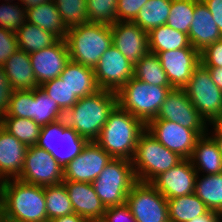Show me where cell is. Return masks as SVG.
Masks as SVG:
<instances>
[{
  "label": "cell",
  "instance_id": "cell-1",
  "mask_svg": "<svg viewBox=\"0 0 222 222\" xmlns=\"http://www.w3.org/2000/svg\"><path fill=\"white\" fill-rule=\"evenodd\" d=\"M0 210L7 222H47L44 187L4 180Z\"/></svg>",
  "mask_w": 222,
  "mask_h": 222
},
{
  "label": "cell",
  "instance_id": "cell-2",
  "mask_svg": "<svg viewBox=\"0 0 222 222\" xmlns=\"http://www.w3.org/2000/svg\"><path fill=\"white\" fill-rule=\"evenodd\" d=\"M117 106V93L100 89L80 98L69 110L63 111L62 120L88 141H95L109 114Z\"/></svg>",
  "mask_w": 222,
  "mask_h": 222
},
{
  "label": "cell",
  "instance_id": "cell-3",
  "mask_svg": "<svg viewBox=\"0 0 222 222\" xmlns=\"http://www.w3.org/2000/svg\"><path fill=\"white\" fill-rule=\"evenodd\" d=\"M146 124L118 105L109 114L95 142L112 158L132 160Z\"/></svg>",
  "mask_w": 222,
  "mask_h": 222
},
{
  "label": "cell",
  "instance_id": "cell-4",
  "mask_svg": "<svg viewBox=\"0 0 222 222\" xmlns=\"http://www.w3.org/2000/svg\"><path fill=\"white\" fill-rule=\"evenodd\" d=\"M65 41L70 60L94 69L102 54L113 45L111 25L81 24L68 29Z\"/></svg>",
  "mask_w": 222,
  "mask_h": 222
},
{
  "label": "cell",
  "instance_id": "cell-5",
  "mask_svg": "<svg viewBox=\"0 0 222 222\" xmlns=\"http://www.w3.org/2000/svg\"><path fill=\"white\" fill-rule=\"evenodd\" d=\"M171 89L173 87L155 86L133 77L117 92V105L147 124L156 118Z\"/></svg>",
  "mask_w": 222,
  "mask_h": 222
},
{
  "label": "cell",
  "instance_id": "cell-6",
  "mask_svg": "<svg viewBox=\"0 0 222 222\" xmlns=\"http://www.w3.org/2000/svg\"><path fill=\"white\" fill-rule=\"evenodd\" d=\"M182 160V157L167 149L145 130L137 141L131 161L137 181L151 183Z\"/></svg>",
  "mask_w": 222,
  "mask_h": 222
},
{
  "label": "cell",
  "instance_id": "cell-7",
  "mask_svg": "<svg viewBox=\"0 0 222 222\" xmlns=\"http://www.w3.org/2000/svg\"><path fill=\"white\" fill-rule=\"evenodd\" d=\"M136 182L132 161L112 158L92 184L97 196L107 208L125 204L127 195Z\"/></svg>",
  "mask_w": 222,
  "mask_h": 222
},
{
  "label": "cell",
  "instance_id": "cell-8",
  "mask_svg": "<svg viewBox=\"0 0 222 222\" xmlns=\"http://www.w3.org/2000/svg\"><path fill=\"white\" fill-rule=\"evenodd\" d=\"M183 89L208 124L222 121V90L213 82L208 69L202 63L195 68Z\"/></svg>",
  "mask_w": 222,
  "mask_h": 222
},
{
  "label": "cell",
  "instance_id": "cell-9",
  "mask_svg": "<svg viewBox=\"0 0 222 222\" xmlns=\"http://www.w3.org/2000/svg\"><path fill=\"white\" fill-rule=\"evenodd\" d=\"M87 142L86 138L72 127H67L61 119L41 127L36 146L49 152L64 169L82 152Z\"/></svg>",
  "mask_w": 222,
  "mask_h": 222
},
{
  "label": "cell",
  "instance_id": "cell-10",
  "mask_svg": "<svg viewBox=\"0 0 222 222\" xmlns=\"http://www.w3.org/2000/svg\"><path fill=\"white\" fill-rule=\"evenodd\" d=\"M125 204L136 222H169L167 199L151 183L137 181Z\"/></svg>",
  "mask_w": 222,
  "mask_h": 222
},
{
  "label": "cell",
  "instance_id": "cell-11",
  "mask_svg": "<svg viewBox=\"0 0 222 222\" xmlns=\"http://www.w3.org/2000/svg\"><path fill=\"white\" fill-rule=\"evenodd\" d=\"M146 130L183 159H190L198 138L207 133V130H192L163 119L150 120L146 124Z\"/></svg>",
  "mask_w": 222,
  "mask_h": 222
},
{
  "label": "cell",
  "instance_id": "cell-12",
  "mask_svg": "<svg viewBox=\"0 0 222 222\" xmlns=\"http://www.w3.org/2000/svg\"><path fill=\"white\" fill-rule=\"evenodd\" d=\"M18 180L38 186L58 185L64 181L63 169L53 156L38 146H29Z\"/></svg>",
  "mask_w": 222,
  "mask_h": 222
},
{
  "label": "cell",
  "instance_id": "cell-13",
  "mask_svg": "<svg viewBox=\"0 0 222 222\" xmlns=\"http://www.w3.org/2000/svg\"><path fill=\"white\" fill-rule=\"evenodd\" d=\"M133 71L134 65L114 45L102 54L94 67L98 87L116 93L133 78Z\"/></svg>",
  "mask_w": 222,
  "mask_h": 222
},
{
  "label": "cell",
  "instance_id": "cell-14",
  "mask_svg": "<svg viewBox=\"0 0 222 222\" xmlns=\"http://www.w3.org/2000/svg\"><path fill=\"white\" fill-rule=\"evenodd\" d=\"M111 160L95 141H88L82 152L64 167V181L92 183Z\"/></svg>",
  "mask_w": 222,
  "mask_h": 222
},
{
  "label": "cell",
  "instance_id": "cell-15",
  "mask_svg": "<svg viewBox=\"0 0 222 222\" xmlns=\"http://www.w3.org/2000/svg\"><path fill=\"white\" fill-rule=\"evenodd\" d=\"M154 119L168 120L192 130H207L209 124L192 105L183 88H173Z\"/></svg>",
  "mask_w": 222,
  "mask_h": 222
},
{
  "label": "cell",
  "instance_id": "cell-16",
  "mask_svg": "<svg viewBox=\"0 0 222 222\" xmlns=\"http://www.w3.org/2000/svg\"><path fill=\"white\" fill-rule=\"evenodd\" d=\"M151 53L158 56L173 88H183L201 63L200 53L194 47Z\"/></svg>",
  "mask_w": 222,
  "mask_h": 222
},
{
  "label": "cell",
  "instance_id": "cell-17",
  "mask_svg": "<svg viewBox=\"0 0 222 222\" xmlns=\"http://www.w3.org/2000/svg\"><path fill=\"white\" fill-rule=\"evenodd\" d=\"M29 56L38 86L59 77L70 61L69 50L63 39Z\"/></svg>",
  "mask_w": 222,
  "mask_h": 222
},
{
  "label": "cell",
  "instance_id": "cell-18",
  "mask_svg": "<svg viewBox=\"0 0 222 222\" xmlns=\"http://www.w3.org/2000/svg\"><path fill=\"white\" fill-rule=\"evenodd\" d=\"M113 45L135 65L148 54V33L132 21H117L111 25Z\"/></svg>",
  "mask_w": 222,
  "mask_h": 222
},
{
  "label": "cell",
  "instance_id": "cell-19",
  "mask_svg": "<svg viewBox=\"0 0 222 222\" xmlns=\"http://www.w3.org/2000/svg\"><path fill=\"white\" fill-rule=\"evenodd\" d=\"M197 172L190 159H183L176 166L161 173L151 184L166 198L172 199L194 193Z\"/></svg>",
  "mask_w": 222,
  "mask_h": 222
},
{
  "label": "cell",
  "instance_id": "cell-20",
  "mask_svg": "<svg viewBox=\"0 0 222 222\" xmlns=\"http://www.w3.org/2000/svg\"><path fill=\"white\" fill-rule=\"evenodd\" d=\"M68 192L74 213L88 222H100L105 212V206L97 196L92 183L74 181L62 182Z\"/></svg>",
  "mask_w": 222,
  "mask_h": 222
},
{
  "label": "cell",
  "instance_id": "cell-21",
  "mask_svg": "<svg viewBox=\"0 0 222 222\" xmlns=\"http://www.w3.org/2000/svg\"><path fill=\"white\" fill-rule=\"evenodd\" d=\"M188 37L191 45L199 53L222 39V34L214 22L210 10L202 0H195V10Z\"/></svg>",
  "mask_w": 222,
  "mask_h": 222
},
{
  "label": "cell",
  "instance_id": "cell-22",
  "mask_svg": "<svg viewBox=\"0 0 222 222\" xmlns=\"http://www.w3.org/2000/svg\"><path fill=\"white\" fill-rule=\"evenodd\" d=\"M27 146L0 127V177L17 179L22 171Z\"/></svg>",
  "mask_w": 222,
  "mask_h": 222
},
{
  "label": "cell",
  "instance_id": "cell-23",
  "mask_svg": "<svg viewBox=\"0 0 222 222\" xmlns=\"http://www.w3.org/2000/svg\"><path fill=\"white\" fill-rule=\"evenodd\" d=\"M190 161L197 174L214 175L222 173V155L214 139L208 133L198 138Z\"/></svg>",
  "mask_w": 222,
  "mask_h": 222
},
{
  "label": "cell",
  "instance_id": "cell-24",
  "mask_svg": "<svg viewBox=\"0 0 222 222\" xmlns=\"http://www.w3.org/2000/svg\"><path fill=\"white\" fill-rule=\"evenodd\" d=\"M13 90H31L39 87L28 52L18 49L3 65Z\"/></svg>",
  "mask_w": 222,
  "mask_h": 222
},
{
  "label": "cell",
  "instance_id": "cell-25",
  "mask_svg": "<svg viewBox=\"0 0 222 222\" xmlns=\"http://www.w3.org/2000/svg\"><path fill=\"white\" fill-rule=\"evenodd\" d=\"M79 99L100 90L94 69L70 60L59 76Z\"/></svg>",
  "mask_w": 222,
  "mask_h": 222
},
{
  "label": "cell",
  "instance_id": "cell-26",
  "mask_svg": "<svg viewBox=\"0 0 222 222\" xmlns=\"http://www.w3.org/2000/svg\"><path fill=\"white\" fill-rule=\"evenodd\" d=\"M26 15L28 23L35 24L43 30L52 32L59 39L65 40L68 29L64 26L61 15L53 0L33 8H28Z\"/></svg>",
  "mask_w": 222,
  "mask_h": 222
},
{
  "label": "cell",
  "instance_id": "cell-27",
  "mask_svg": "<svg viewBox=\"0 0 222 222\" xmlns=\"http://www.w3.org/2000/svg\"><path fill=\"white\" fill-rule=\"evenodd\" d=\"M169 222H188L210 210L195 194L167 199Z\"/></svg>",
  "mask_w": 222,
  "mask_h": 222
},
{
  "label": "cell",
  "instance_id": "cell-28",
  "mask_svg": "<svg viewBox=\"0 0 222 222\" xmlns=\"http://www.w3.org/2000/svg\"><path fill=\"white\" fill-rule=\"evenodd\" d=\"M149 51L162 52L193 47L188 34L177 31L168 25H161L148 33Z\"/></svg>",
  "mask_w": 222,
  "mask_h": 222
},
{
  "label": "cell",
  "instance_id": "cell-29",
  "mask_svg": "<svg viewBox=\"0 0 222 222\" xmlns=\"http://www.w3.org/2000/svg\"><path fill=\"white\" fill-rule=\"evenodd\" d=\"M18 49L29 54L55 44L59 38L52 32L43 30L35 24L26 22L16 32Z\"/></svg>",
  "mask_w": 222,
  "mask_h": 222
},
{
  "label": "cell",
  "instance_id": "cell-30",
  "mask_svg": "<svg viewBox=\"0 0 222 222\" xmlns=\"http://www.w3.org/2000/svg\"><path fill=\"white\" fill-rule=\"evenodd\" d=\"M194 193L210 211L222 215V173L214 175L197 174Z\"/></svg>",
  "mask_w": 222,
  "mask_h": 222
},
{
  "label": "cell",
  "instance_id": "cell-31",
  "mask_svg": "<svg viewBox=\"0 0 222 222\" xmlns=\"http://www.w3.org/2000/svg\"><path fill=\"white\" fill-rule=\"evenodd\" d=\"M63 111L39 86L32 89L31 119L40 127L62 119Z\"/></svg>",
  "mask_w": 222,
  "mask_h": 222
},
{
  "label": "cell",
  "instance_id": "cell-32",
  "mask_svg": "<svg viewBox=\"0 0 222 222\" xmlns=\"http://www.w3.org/2000/svg\"><path fill=\"white\" fill-rule=\"evenodd\" d=\"M171 2L172 0H148L132 22L147 33L165 25L170 14Z\"/></svg>",
  "mask_w": 222,
  "mask_h": 222
},
{
  "label": "cell",
  "instance_id": "cell-33",
  "mask_svg": "<svg viewBox=\"0 0 222 222\" xmlns=\"http://www.w3.org/2000/svg\"><path fill=\"white\" fill-rule=\"evenodd\" d=\"M133 77L155 86L172 87L158 56L151 52L134 65Z\"/></svg>",
  "mask_w": 222,
  "mask_h": 222
},
{
  "label": "cell",
  "instance_id": "cell-34",
  "mask_svg": "<svg viewBox=\"0 0 222 222\" xmlns=\"http://www.w3.org/2000/svg\"><path fill=\"white\" fill-rule=\"evenodd\" d=\"M47 222L74 213L67 189L63 183L44 186Z\"/></svg>",
  "mask_w": 222,
  "mask_h": 222
},
{
  "label": "cell",
  "instance_id": "cell-35",
  "mask_svg": "<svg viewBox=\"0 0 222 222\" xmlns=\"http://www.w3.org/2000/svg\"><path fill=\"white\" fill-rule=\"evenodd\" d=\"M1 127L27 147L37 144L41 130V127L32 119L21 117H2Z\"/></svg>",
  "mask_w": 222,
  "mask_h": 222
},
{
  "label": "cell",
  "instance_id": "cell-36",
  "mask_svg": "<svg viewBox=\"0 0 222 222\" xmlns=\"http://www.w3.org/2000/svg\"><path fill=\"white\" fill-rule=\"evenodd\" d=\"M67 29L88 23L86 0H53Z\"/></svg>",
  "mask_w": 222,
  "mask_h": 222
},
{
  "label": "cell",
  "instance_id": "cell-37",
  "mask_svg": "<svg viewBox=\"0 0 222 222\" xmlns=\"http://www.w3.org/2000/svg\"><path fill=\"white\" fill-rule=\"evenodd\" d=\"M194 10L195 0H172L166 25L188 34Z\"/></svg>",
  "mask_w": 222,
  "mask_h": 222
},
{
  "label": "cell",
  "instance_id": "cell-38",
  "mask_svg": "<svg viewBox=\"0 0 222 222\" xmlns=\"http://www.w3.org/2000/svg\"><path fill=\"white\" fill-rule=\"evenodd\" d=\"M89 23L115 24L118 0H86Z\"/></svg>",
  "mask_w": 222,
  "mask_h": 222
},
{
  "label": "cell",
  "instance_id": "cell-39",
  "mask_svg": "<svg viewBox=\"0 0 222 222\" xmlns=\"http://www.w3.org/2000/svg\"><path fill=\"white\" fill-rule=\"evenodd\" d=\"M40 87L55 100L62 111L71 109L79 100L76 95L72 94L68 85L60 77L47 81Z\"/></svg>",
  "mask_w": 222,
  "mask_h": 222
},
{
  "label": "cell",
  "instance_id": "cell-40",
  "mask_svg": "<svg viewBox=\"0 0 222 222\" xmlns=\"http://www.w3.org/2000/svg\"><path fill=\"white\" fill-rule=\"evenodd\" d=\"M4 3L0 5V27L16 32L27 22V9L19 5V2L15 4H11L12 2Z\"/></svg>",
  "mask_w": 222,
  "mask_h": 222
},
{
  "label": "cell",
  "instance_id": "cell-41",
  "mask_svg": "<svg viewBox=\"0 0 222 222\" xmlns=\"http://www.w3.org/2000/svg\"><path fill=\"white\" fill-rule=\"evenodd\" d=\"M31 102H32V89L31 90H14L6 115L3 117H21L31 119Z\"/></svg>",
  "mask_w": 222,
  "mask_h": 222
},
{
  "label": "cell",
  "instance_id": "cell-42",
  "mask_svg": "<svg viewBox=\"0 0 222 222\" xmlns=\"http://www.w3.org/2000/svg\"><path fill=\"white\" fill-rule=\"evenodd\" d=\"M18 50L16 33L0 27V66Z\"/></svg>",
  "mask_w": 222,
  "mask_h": 222
},
{
  "label": "cell",
  "instance_id": "cell-43",
  "mask_svg": "<svg viewBox=\"0 0 222 222\" xmlns=\"http://www.w3.org/2000/svg\"><path fill=\"white\" fill-rule=\"evenodd\" d=\"M148 0H118L117 20L133 21Z\"/></svg>",
  "mask_w": 222,
  "mask_h": 222
},
{
  "label": "cell",
  "instance_id": "cell-44",
  "mask_svg": "<svg viewBox=\"0 0 222 222\" xmlns=\"http://www.w3.org/2000/svg\"><path fill=\"white\" fill-rule=\"evenodd\" d=\"M200 60L205 67H222V39L203 50Z\"/></svg>",
  "mask_w": 222,
  "mask_h": 222
},
{
  "label": "cell",
  "instance_id": "cell-45",
  "mask_svg": "<svg viewBox=\"0 0 222 222\" xmlns=\"http://www.w3.org/2000/svg\"><path fill=\"white\" fill-rule=\"evenodd\" d=\"M100 222H136L126 204L107 207Z\"/></svg>",
  "mask_w": 222,
  "mask_h": 222
},
{
  "label": "cell",
  "instance_id": "cell-46",
  "mask_svg": "<svg viewBox=\"0 0 222 222\" xmlns=\"http://www.w3.org/2000/svg\"><path fill=\"white\" fill-rule=\"evenodd\" d=\"M13 91L3 66H0V119L7 113L9 99L11 98Z\"/></svg>",
  "mask_w": 222,
  "mask_h": 222
},
{
  "label": "cell",
  "instance_id": "cell-47",
  "mask_svg": "<svg viewBox=\"0 0 222 222\" xmlns=\"http://www.w3.org/2000/svg\"><path fill=\"white\" fill-rule=\"evenodd\" d=\"M210 10L213 20L222 34V0H202Z\"/></svg>",
  "mask_w": 222,
  "mask_h": 222
},
{
  "label": "cell",
  "instance_id": "cell-48",
  "mask_svg": "<svg viewBox=\"0 0 222 222\" xmlns=\"http://www.w3.org/2000/svg\"><path fill=\"white\" fill-rule=\"evenodd\" d=\"M212 129H207V133L214 139L221 155H222V124L221 123H210ZM210 131V132H209ZM212 132V133H211ZM211 133V134H210Z\"/></svg>",
  "mask_w": 222,
  "mask_h": 222
},
{
  "label": "cell",
  "instance_id": "cell-49",
  "mask_svg": "<svg viewBox=\"0 0 222 222\" xmlns=\"http://www.w3.org/2000/svg\"><path fill=\"white\" fill-rule=\"evenodd\" d=\"M221 221H222L221 214L209 211L207 214L196 217L188 222H221Z\"/></svg>",
  "mask_w": 222,
  "mask_h": 222
},
{
  "label": "cell",
  "instance_id": "cell-50",
  "mask_svg": "<svg viewBox=\"0 0 222 222\" xmlns=\"http://www.w3.org/2000/svg\"><path fill=\"white\" fill-rule=\"evenodd\" d=\"M211 75L213 82L222 90V67H206Z\"/></svg>",
  "mask_w": 222,
  "mask_h": 222
},
{
  "label": "cell",
  "instance_id": "cell-51",
  "mask_svg": "<svg viewBox=\"0 0 222 222\" xmlns=\"http://www.w3.org/2000/svg\"><path fill=\"white\" fill-rule=\"evenodd\" d=\"M48 222H88V221L85 218L81 217L80 215L73 213L70 215L54 218Z\"/></svg>",
  "mask_w": 222,
  "mask_h": 222
},
{
  "label": "cell",
  "instance_id": "cell-52",
  "mask_svg": "<svg viewBox=\"0 0 222 222\" xmlns=\"http://www.w3.org/2000/svg\"><path fill=\"white\" fill-rule=\"evenodd\" d=\"M52 0H19V4L24 6L26 9L33 8L42 3L51 2Z\"/></svg>",
  "mask_w": 222,
  "mask_h": 222
},
{
  "label": "cell",
  "instance_id": "cell-53",
  "mask_svg": "<svg viewBox=\"0 0 222 222\" xmlns=\"http://www.w3.org/2000/svg\"><path fill=\"white\" fill-rule=\"evenodd\" d=\"M3 179L0 177V203H1V197H2V184H3Z\"/></svg>",
  "mask_w": 222,
  "mask_h": 222
},
{
  "label": "cell",
  "instance_id": "cell-54",
  "mask_svg": "<svg viewBox=\"0 0 222 222\" xmlns=\"http://www.w3.org/2000/svg\"><path fill=\"white\" fill-rule=\"evenodd\" d=\"M0 222H7V220L4 218L3 213L0 210Z\"/></svg>",
  "mask_w": 222,
  "mask_h": 222
},
{
  "label": "cell",
  "instance_id": "cell-55",
  "mask_svg": "<svg viewBox=\"0 0 222 222\" xmlns=\"http://www.w3.org/2000/svg\"><path fill=\"white\" fill-rule=\"evenodd\" d=\"M5 2H12L15 1V0H4ZM19 1V0H18Z\"/></svg>",
  "mask_w": 222,
  "mask_h": 222
}]
</instances>
